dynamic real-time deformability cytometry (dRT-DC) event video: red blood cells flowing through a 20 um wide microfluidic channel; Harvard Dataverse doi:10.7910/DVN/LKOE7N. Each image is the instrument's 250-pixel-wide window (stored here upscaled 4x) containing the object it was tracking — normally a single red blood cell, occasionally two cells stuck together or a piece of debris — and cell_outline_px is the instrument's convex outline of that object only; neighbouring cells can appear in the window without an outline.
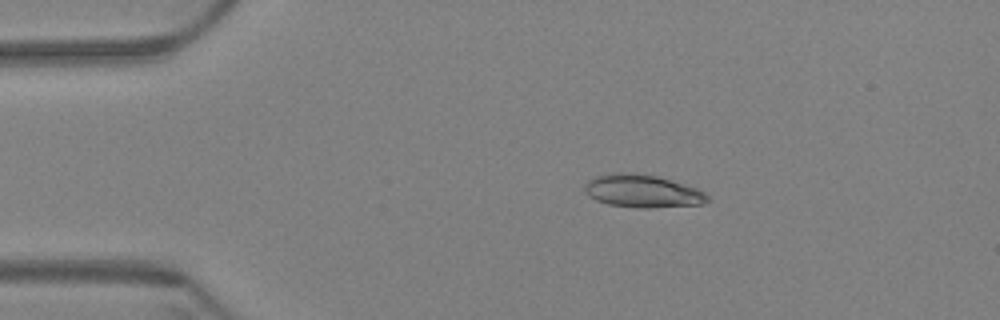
{"species": "Egyptian fruit bat (a non-hibernating species)", "species_latin": "Rousettus aegyptiacus", "temperature_condition": "warm", "stored_images_in_passage": 61, "camera_frame_rate_fps": 3000, "um_per_image_px": 0.085, "animal": {"sex": "female"}, "frame": {"image": 1, "passage_image": 11, "time_ms": 3.333, "image_size_px": [1000, 320], "cell_outline_px": [[708, 200], [704, 204], [648, 208], [636, 208], [608, 204], [596, 200], [588, 196], [584, 188], [584, 184], [588, 180], [596, 176], [616, 172], [636, 172], [656, 176], [684, 184], [696, 188], [704, 192], [708, 196]], "centroid_in_image_um": [54.58, 16.24], "position_along_channel_um": 30.4, "area_um2": 23.58}}
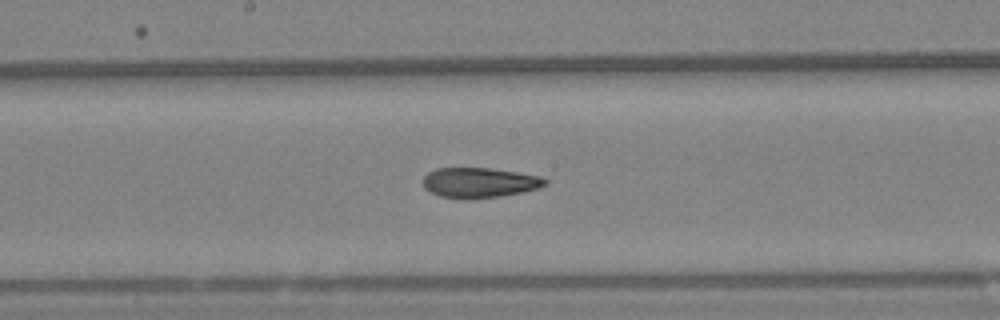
{"frame": {"image": 2, "passage_image": 32, "time_ms": 10.333, "image_size_px": [1000, 320], "cell_outline_px": [[548, 184], [524, 192], [500, 196], [440, 196], [424, 188], [424, 176], [428, 172], [436, 168], [488, 168], [516, 172], [540, 176], [548, 180]], "centroid_in_image_um": [40.79, 15.48], "position_along_channel_um": 207.4, "area_um2": 20.58}}
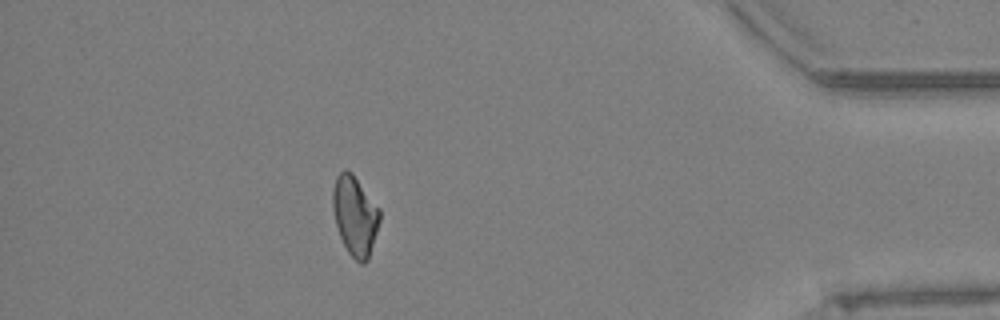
{"frame": {"image": 3, "passage_image": 54, "time_ms": 17.667, "image_size_px": [1000, 320], "cell_outline_px": [[380, 220], [368, 260], [364, 264], [360, 264], [348, 252], [340, 236], [336, 224], [332, 208], [332, 192], [336, 176], [344, 168], [352, 172], [380, 208]], "centroid_in_image_um": [30.17, 18.31], "position_along_channel_um": 405.0, "area_um2": 21.85}, "authors_computed_cell_mechanics": {"area_um2": 22.0218, "velocity_mm_per_s": 3.3268, "shape_relaxation_time_tau1_ms": null, "shape_relaxation_time_tau2_ms": 4.1801, "deformation_change_tau1": null, "deformation_change_tau2": 0.1022}}